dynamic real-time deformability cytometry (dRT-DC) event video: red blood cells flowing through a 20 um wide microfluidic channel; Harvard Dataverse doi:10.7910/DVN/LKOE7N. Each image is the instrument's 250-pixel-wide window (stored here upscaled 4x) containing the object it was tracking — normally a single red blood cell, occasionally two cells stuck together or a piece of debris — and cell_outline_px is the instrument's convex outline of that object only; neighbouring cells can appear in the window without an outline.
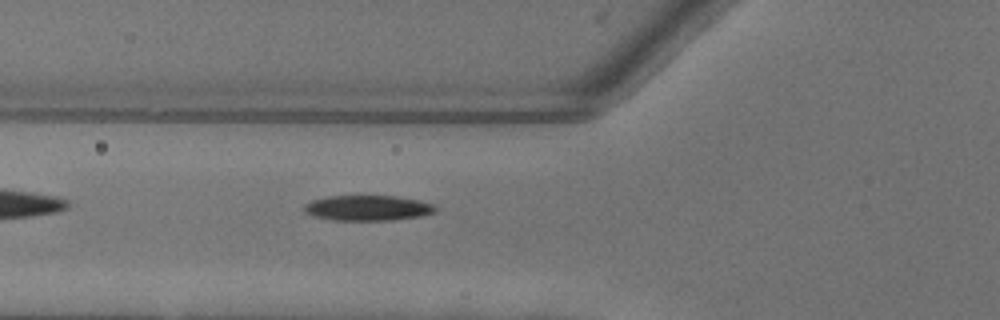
{"species": "common noctule bat (a hibernating species)", "species_latin": "Nyctalus noctula", "temperature_condition": "warm", "stored_images_in_passage": 35, "camera_frame_rate_fps": 3000, "um_per_image_px": 0.085, "animal": {"sex": "female"}, "frame": {"image": 1, "passage_image": 3, "time_ms": 0.667, "image_size_px": [1000, 320], "cell_outline_px": [[436, 212], [424, 216], [392, 220], [332, 220], [312, 216], [304, 212], [304, 204], [312, 200], [328, 196], [396, 196], [436, 204]], "centroid_in_image_um": [31.27, 17.68], "position_along_channel_um": 94.5, "area_um2": 19.54}}
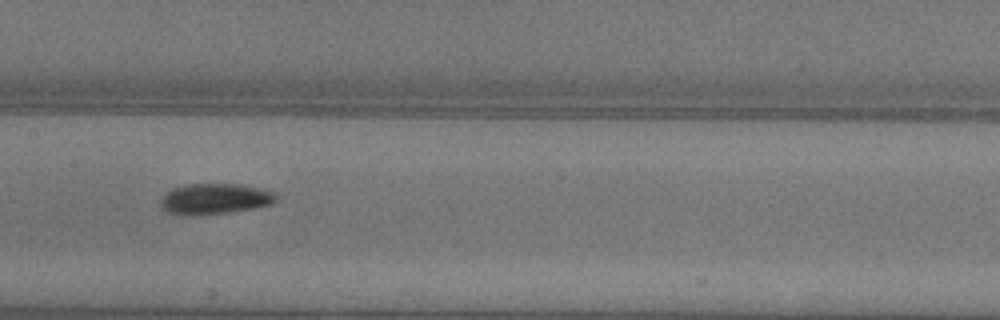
{"frame": {"image": 2, "passage_image": 10, "time_ms": 3.0, "image_size_px": [1000, 320], "cell_outline_px": [[280, 192], [276, 200], [272, 204], [256, 208], [228, 212], [168, 212], [160, 208], [160, 200], [172, 188], [184, 184], [240, 184], [264, 188]], "centroid_in_image_um": [18.4, 16.84], "position_along_channel_um": 189.0, "area_um2": 20.23}}
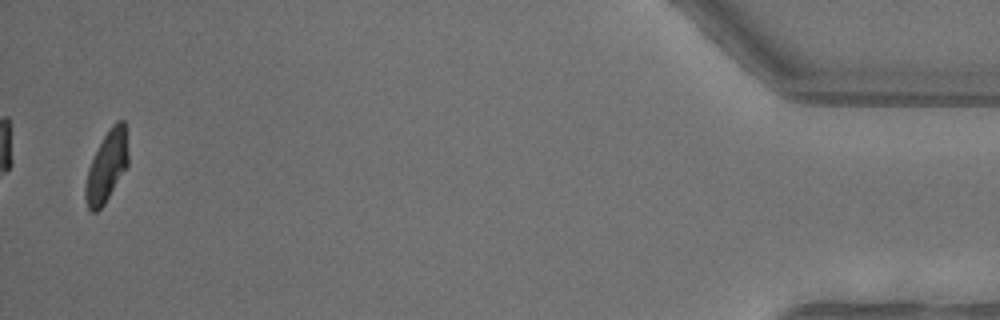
{"frame": {"image": 3, "passage_image": 34, "time_ms": 11.0, "image_size_px": [1000, 320], "cell_outline_px": [[128, 164], [104, 204], [96, 212], [92, 212], [88, 208], [84, 196], [84, 188], [88, 168], [104, 136], [112, 124], [116, 120], [124, 120], [128, 156]], "centroid_in_image_um": [9.06, 14.16], "position_along_channel_um": 426.1, "area_um2": 17.28}, "authors_computed_cell_mechanics": {"area_um2": 19.652, "velocity_mm_per_s": 4.0282, "shape_relaxation_time_tau1_ms": 3.1684, "shape_relaxation_time_tau2_ms": 4.7211, "deformation_change_tau1": 0.1495, "deformation_change_tau2": 0.1018}}